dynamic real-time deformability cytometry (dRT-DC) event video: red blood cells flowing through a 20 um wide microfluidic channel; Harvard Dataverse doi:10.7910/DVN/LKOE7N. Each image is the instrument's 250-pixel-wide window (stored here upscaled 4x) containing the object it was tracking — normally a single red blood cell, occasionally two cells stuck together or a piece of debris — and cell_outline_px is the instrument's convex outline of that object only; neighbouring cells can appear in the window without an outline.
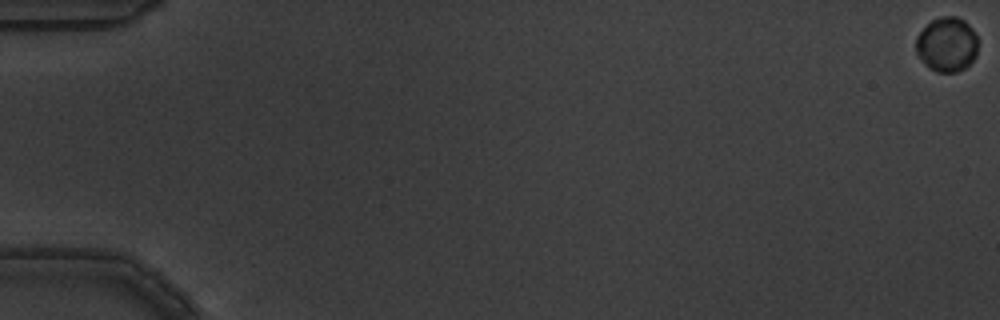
{"species": "common noctule bat (a hibernating species)", "species_latin": "Nyctalus noctula", "temperature_condition": "warm", "stored_images_in_passage": 16, "camera_frame_rate_fps": 3000, "um_per_image_px": 0.085, "animal": {"sex": "male", "body_mass_g": 19.5, "forearm_length_mm": 54.6}, "frame": {"image": 1, "passage_image": 1, "time_ms": 0.0, "image_size_px": [1000, 320], "cell_outline_px": [[976, 56], [964, 68], [956, 72], [936, 72], [924, 64], [916, 52], [916, 36], [932, 20], [940, 16], [956, 16], [964, 20], [972, 28], [976, 36]], "centroid_in_image_um": [80.47, 3.77], "position_along_channel_um": 4.5, "area_um2": 19.59}}
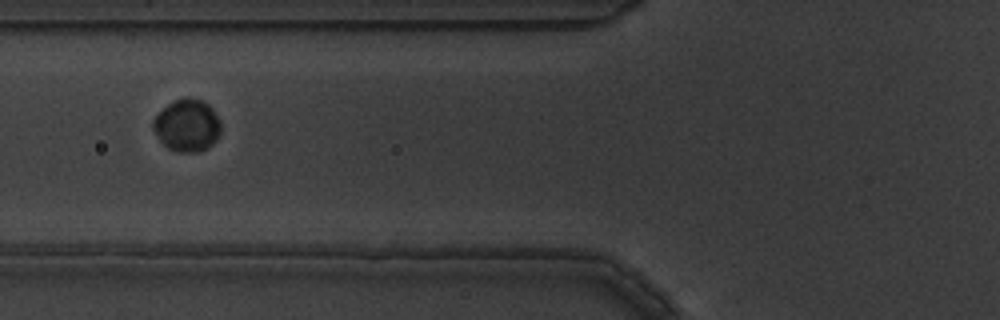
{"frame": {"image": 2, "passage_image": 7, "time_ms": 2.0, "image_size_px": [1000, 320], "cell_outline_px": [[220, 132], [216, 140], [208, 148], [196, 152], [180, 152], [168, 148], [160, 140], [152, 128], [152, 120], [168, 104], [176, 100], [200, 100], [208, 104], [212, 108], [220, 120]], "centroid_in_image_um": [15.91, 10.7], "position_along_channel_um": 109.9, "area_um2": 20.17}}
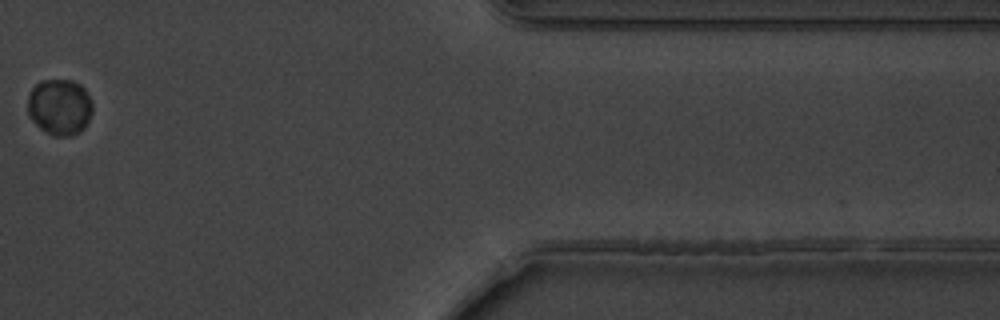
{"frame": {"image": 3, "passage_image": 14, "time_ms": 4.333, "image_size_px": [1000, 320], "cell_outline_px": [[92, 112], [84, 128], [72, 136], [52, 136], [40, 128], [28, 116], [28, 96], [32, 88], [40, 80], [72, 80], [80, 84], [84, 88], [92, 100]], "centroid_in_image_um": [5.07, 9.09], "position_along_channel_um": 406.3, "area_um2": 21.39}}